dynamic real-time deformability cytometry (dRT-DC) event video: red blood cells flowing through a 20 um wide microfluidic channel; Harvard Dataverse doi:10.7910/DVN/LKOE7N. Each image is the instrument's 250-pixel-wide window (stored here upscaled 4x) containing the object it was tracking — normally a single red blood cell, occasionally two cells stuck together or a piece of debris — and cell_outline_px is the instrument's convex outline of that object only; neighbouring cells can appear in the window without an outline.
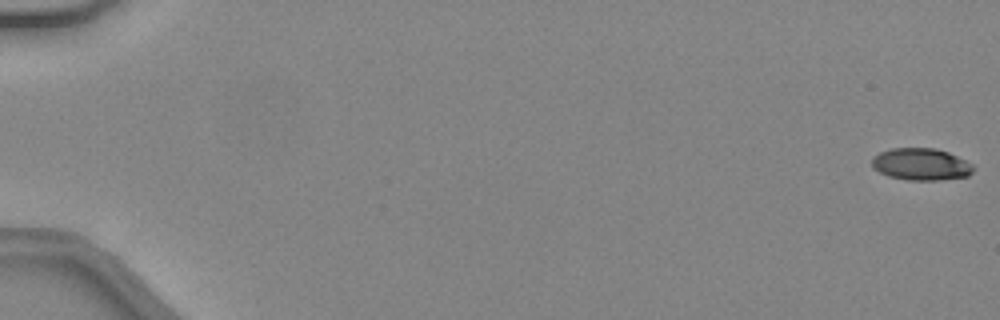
{"species": "common noctule bat (a hibernating species)", "species_latin": "Nyctalus noctula", "temperature_condition": "warm", "stored_images_in_passage": 48, "camera_frame_rate_fps": 3000, "um_per_image_px": 0.085, "animal": {"sex": "female", "body_mass_g": 24.6, "forearm_length_mm": 56.2}, "frame": {"image": 1, "passage_image": 1, "time_ms": 0.0, "image_size_px": [1000, 320], "cell_outline_px": [[976, 168], [968, 176], [940, 180], [908, 180], [888, 176], [872, 168], [872, 156], [880, 152], [892, 148], [936, 148], [948, 152], [972, 164]], "centroid_in_image_um": [78.28, 13.96], "position_along_channel_um": 6.7, "area_um2": 19.02}}
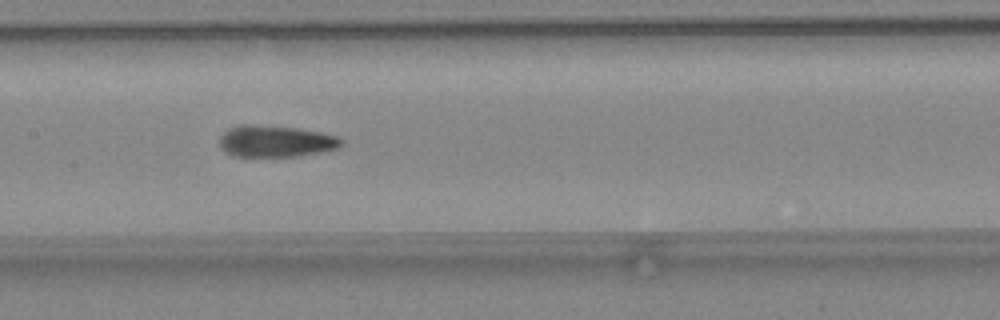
{"frame": {"image": 2, "passage_image": 26, "time_ms": 8.333, "image_size_px": [1000, 320], "cell_outline_px": [[344, 144], [340, 148], [324, 152], [300, 156], [236, 156], [228, 152], [220, 144], [220, 140], [224, 132], [232, 128], [244, 124], [248, 124], [296, 128], [320, 132], [336, 136], [344, 140]], "centroid_in_image_um": [23.54, 12.01], "position_along_channel_um": 183.9, "area_um2": 22.2}}
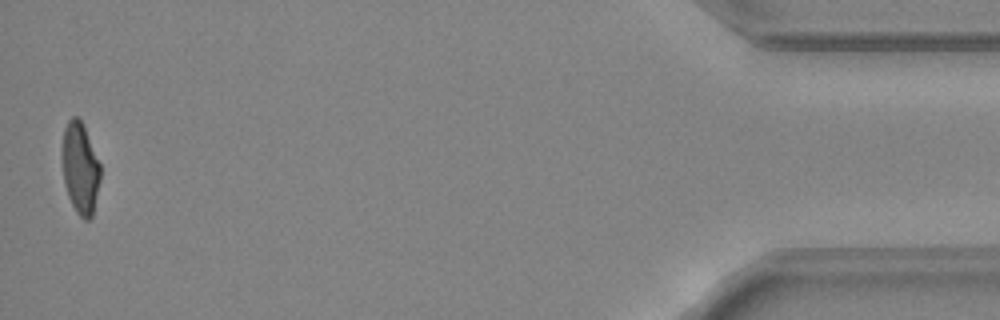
{"frame": {"image": 3, "passage_image": 48, "time_ms": 15.667, "image_size_px": [1000, 320], "cell_outline_px": [[100, 180], [92, 216], [88, 220], [84, 220], [76, 212], [68, 196], [64, 184], [64, 128], [68, 120], [72, 116], [76, 116], [84, 124], [100, 164]], "centroid_in_image_um": [6.85, 14.3], "position_along_channel_um": 428.4, "area_um2": 19.94}, "authors_computed_cell_mechanics": {"area_um2": 21.3571, "velocity_mm_per_s": 4.4614, "shape_relaxation_time_tau1_ms": 5.8654, "shape_relaxation_time_tau2_ms": 2.2758, "deformation_change_tau1": 0.1916, "deformation_change_tau2": 0.0883}}